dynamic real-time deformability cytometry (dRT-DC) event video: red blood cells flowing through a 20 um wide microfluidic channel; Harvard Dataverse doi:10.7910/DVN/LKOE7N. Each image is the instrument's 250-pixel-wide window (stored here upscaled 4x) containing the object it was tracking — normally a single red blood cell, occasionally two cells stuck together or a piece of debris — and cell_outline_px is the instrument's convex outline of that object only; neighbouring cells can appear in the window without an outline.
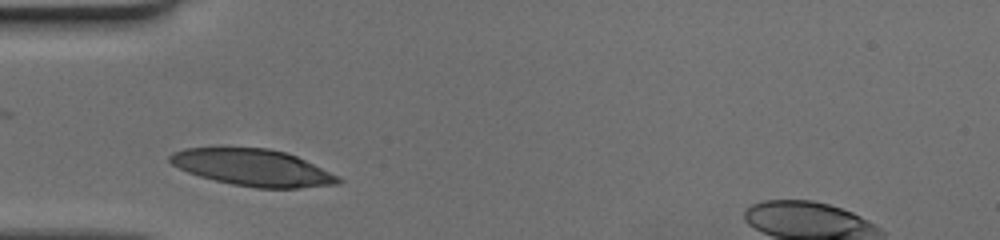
{"species": "human", "species_latin": "Homo sapiens", "temperature_condition": "cold", "stored_images_in_passage": 25, "camera_frame_rate_fps": 3000, "um_per_image_px": 0.085, "donor": {"sex": "female"}, "frame": {"image": 1, "passage_image": 1, "time_ms": 0.0, "image_size_px": [1000, 240], "cell_outline_px": [[344, 180], [340, 184], [300, 188], [256, 188], [232, 184], [200, 176], [188, 172], [172, 164], [168, 160], [168, 156], [172, 152], [184, 148], [268, 148], [288, 152], [340, 176]], "centroid_in_image_um": [21.54, 14.25], "position_along_channel_um": 63.5, "area_um2": 36.13}}
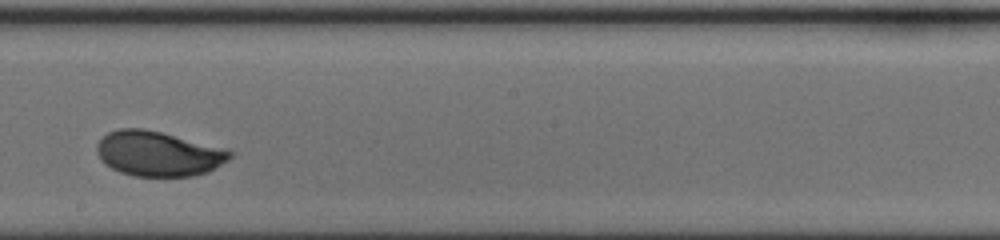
{"frame": {"image": 2, "passage_image": 14, "time_ms": 4.333, "image_size_px": [1000, 240], "cell_outline_px": [[236, 152], [228, 160], [208, 172], [192, 176], [132, 176], [120, 172], [104, 164], [100, 160], [96, 152], [96, 144], [108, 132], [120, 128], [144, 128], [232, 148]], "centroid_in_image_um": [13.51, 13.05], "position_along_channel_um": 234.7, "area_um2": 35.6}}
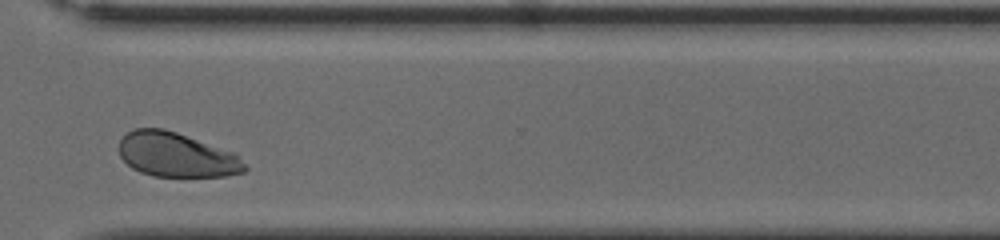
{"frame": {"image": 3, "passage_image": 23, "time_ms": 7.333, "image_size_px": [1000, 240], "cell_outline_px": [[248, 168], [244, 172], [228, 176], [152, 176], [140, 172], [132, 168], [120, 156], [120, 140], [128, 132], [136, 128], [164, 128], [236, 152]], "centroid_in_image_um": [15.04, 13.16], "position_along_channel_um": 355.6, "area_um2": 32.66}}